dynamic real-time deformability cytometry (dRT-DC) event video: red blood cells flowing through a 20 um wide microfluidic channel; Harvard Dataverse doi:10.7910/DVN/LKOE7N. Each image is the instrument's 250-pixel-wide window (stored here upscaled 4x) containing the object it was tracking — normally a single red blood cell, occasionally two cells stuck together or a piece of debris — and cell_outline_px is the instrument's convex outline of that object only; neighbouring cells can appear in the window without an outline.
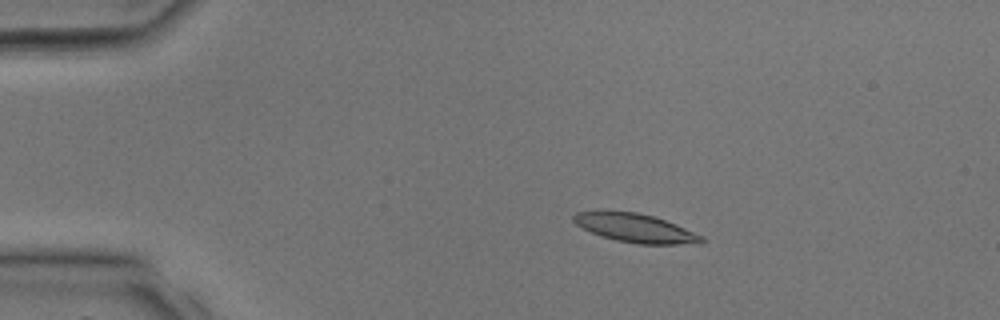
{"species": "common noctule bat (a hibernating species)", "species_latin": "Nyctalus noctula", "temperature_condition": "room temperature", "stored_images_in_passage": 34, "camera_frame_rate_fps": 3000, "um_per_image_px": 0.085, "animal": {"sex": "male", "body_mass_g": 17.9, "forearm_length_mm": 54.2}, "frame": {"image": 1, "passage_image": 7, "time_ms": 2.0, "image_size_px": [1000, 320], "cell_outline_px": [[704, 244], [640, 244], [616, 240], [592, 232], [576, 224], [572, 220], [572, 216], [576, 212], [596, 208], [636, 212], [652, 216], [676, 224], [704, 236]], "centroid_in_image_um": [53.97, 19.34], "position_along_channel_um": 31.0, "area_um2": 21.85}}
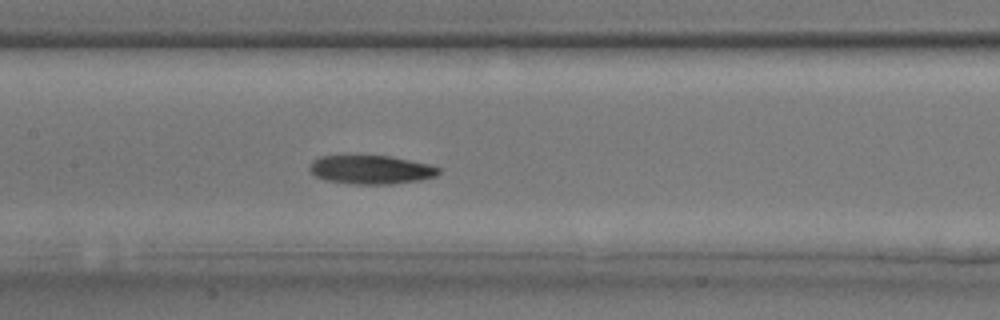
{"frame": {"image": 2, "passage_image": 17, "time_ms": 5.333, "image_size_px": [1000, 320], "cell_outline_px": [[440, 172], [436, 176], [420, 180], [392, 184], [352, 184], [324, 180], [316, 176], [308, 168], [312, 160], [320, 156], [388, 156], [428, 164], [440, 168]], "centroid_in_image_um": [31.51, 14.43], "position_along_channel_um": 175.9, "area_um2": 21.5}}
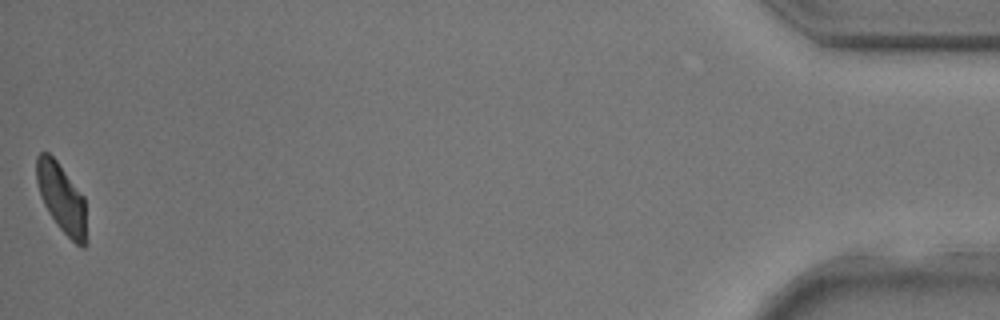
{"frame": {"image": 3, "passage_image": 34, "time_ms": 11.0, "image_size_px": [1000, 320], "cell_outline_px": [[84, 248], [80, 248], [56, 224], [48, 212], [40, 196], [36, 180], [36, 156], [40, 152], [48, 152], [56, 160], [84, 196]], "centroid_in_image_um": [5.18, 16.78], "position_along_channel_um": 430.0, "area_um2": 19.65}}